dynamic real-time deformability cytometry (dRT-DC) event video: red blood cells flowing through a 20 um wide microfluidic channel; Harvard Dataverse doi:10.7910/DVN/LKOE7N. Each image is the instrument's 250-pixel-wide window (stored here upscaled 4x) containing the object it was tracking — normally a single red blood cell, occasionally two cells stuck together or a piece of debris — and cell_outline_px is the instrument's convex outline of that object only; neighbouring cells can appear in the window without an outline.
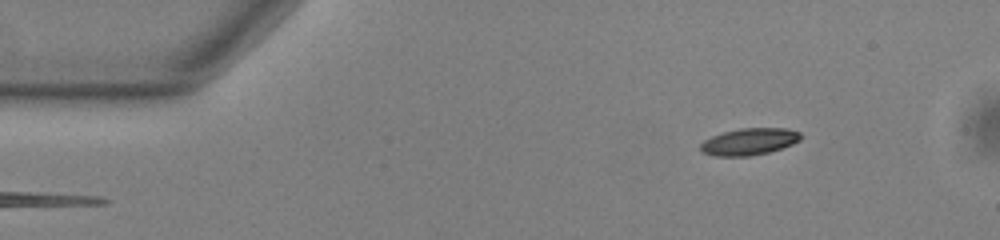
{"species": "common noctule bat (a hibernating species)", "species_latin": "Nyctalus noctula", "temperature_condition": "warm", "stored_images_in_passage": 9, "segment_of_instrument_passage": [1, 2], "camera_frame_rate_fps": 3000, "um_per_image_px": 0.085, "animal": {"sex": "male", "body_mass_g": 13.0, "forearm_length_mm": 53.1}, "frame": {"image": 1, "passage_image": 1, "time_ms": 0.0, "image_size_px": [1000, 240], "cell_outline_px": [[800, 140], [792, 144], [768, 152], [748, 156], [712, 156], [704, 152], [700, 148], [700, 144], [704, 140], [712, 136], [724, 132], [740, 128], [784, 128], [800, 132]], "centroid_in_image_um": [63.66, 12.03], "position_along_channel_um": 21.3, "area_um2": 15.49}}